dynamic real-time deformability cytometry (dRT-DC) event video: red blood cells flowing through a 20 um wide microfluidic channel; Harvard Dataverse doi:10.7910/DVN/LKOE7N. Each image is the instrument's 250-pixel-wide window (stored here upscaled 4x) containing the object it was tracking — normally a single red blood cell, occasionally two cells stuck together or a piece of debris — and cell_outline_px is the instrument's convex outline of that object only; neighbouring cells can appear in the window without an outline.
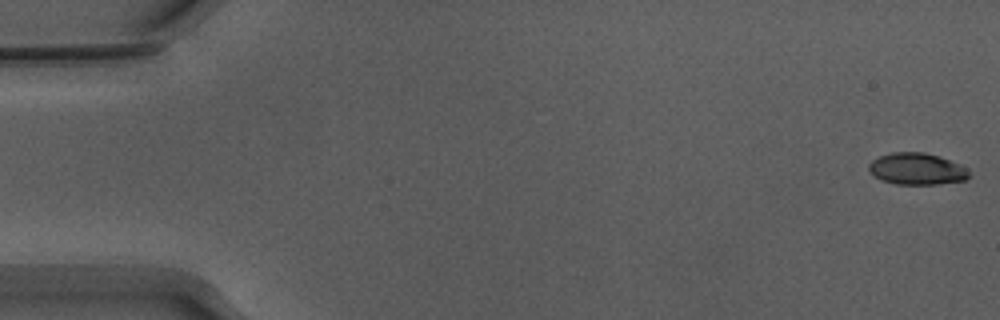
{"species": "Egyptian fruit bat (a non-hibernating species)", "species_latin": "Rousettus aegyptiacus", "temperature_condition": "warm", "stored_images_in_passage": 17, "camera_frame_rate_fps": 3000, "um_per_image_px": 0.085, "animal": {"sex": "male"}, "frame": {"image": 1, "passage_image": 1, "time_ms": 0.0, "image_size_px": [1000, 320], "cell_outline_px": [[972, 176], [964, 180], [936, 184], [896, 184], [880, 180], [868, 168], [868, 164], [872, 160], [880, 156], [892, 152], [924, 152], [940, 156], [960, 164], [968, 168]], "centroid_in_image_um": [77.97, 14.35], "position_along_channel_um": 7.0, "area_um2": 18.61}}
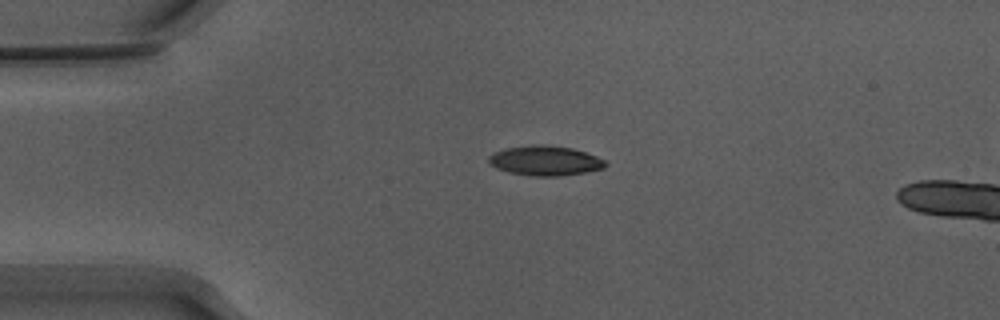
{"frame": {"image": 2, "passage_image": 13, "time_ms": 4.0, "image_size_px": [1000, 320], "cell_outline_px": [[608, 164], [604, 168], [584, 172], [560, 176], [532, 176], [508, 172], [496, 168], [488, 164], [488, 156], [492, 152], [504, 148], [532, 144], [544, 144], [572, 148], [596, 156], [604, 160]], "centroid_in_image_um": [46.28, 13.65], "position_along_channel_um": 38.7, "area_um2": 20.46}}